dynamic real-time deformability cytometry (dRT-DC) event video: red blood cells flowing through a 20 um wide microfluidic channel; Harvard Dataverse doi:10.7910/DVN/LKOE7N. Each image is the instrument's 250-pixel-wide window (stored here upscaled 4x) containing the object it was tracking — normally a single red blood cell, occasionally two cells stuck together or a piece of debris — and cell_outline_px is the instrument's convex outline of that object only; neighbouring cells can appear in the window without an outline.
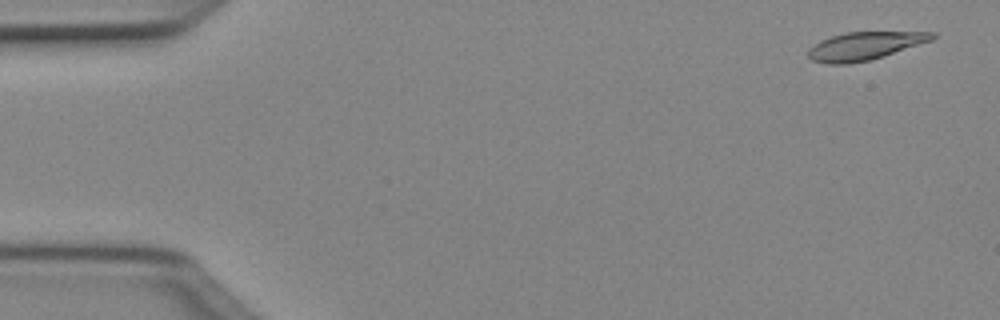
{"species": "Egyptian fruit bat (a non-hibernating species)", "species_latin": "Rousettus aegyptiacus", "temperature_condition": "cold", "stored_images_in_passage": 50, "camera_frame_rate_fps": 3000, "um_per_image_px": 0.085, "animal": {"sex": "female"}, "frame": {"image": 1, "passage_image": 2, "time_ms": 0.333, "image_size_px": [1000, 320], "cell_outline_px": [[936, 36], [932, 40], [884, 56], [868, 60], [848, 64], [828, 64], [812, 60], [808, 56], [808, 48], [820, 40], [844, 32], [936, 32]], "centroid_in_image_um": [73.47, 3.9], "position_along_channel_um": 11.5, "area_um2": 20.17}}
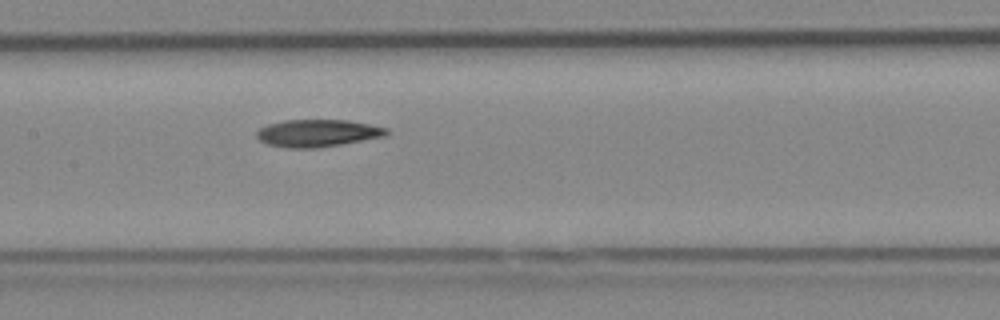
{"frame": {"image": 2, "passage_image": 24, "time_ms": 7.667, "image_size_px": [1000, 320], "cell_outline_px": [[388, 136], [316, 148], [288, 148], [268, 144], [260, 140], [256, 136], [256, 132], [260, 128], [268, 124], [284, 120], [348, 120], [388, 128]], "centroid_in_image_um": [27.0, 11.31], "position_along_channel_um": 180.4, "area_um2": 20.63}}
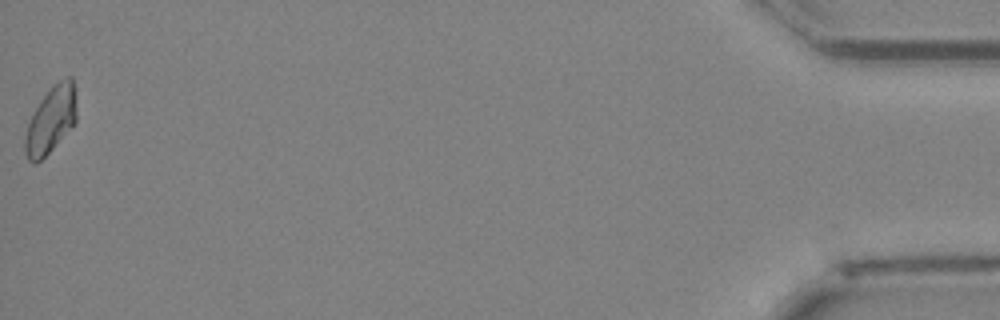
{"frame": {"image": 3, "passage_image": 50, "time_ms": 16.333, "image_size_px": [1000, 320], "cell_outline_px": [[76, 120], [52, 148], [36, 164], [32, 164], [28, 160], [24, 152], [24, 140], [28, 124], [40, 100], [52, 84], [68, 76], [72, 76], [76, 88]], "centroid_in_image_um": [4.33, 10.14], "position_along_channel_um": 430.9, "area_um2": 19.88}, "authors_computed_cell_mechanics": {"area_um2": 20.6057, "velocity_mm_per_s": 4.0217, "shape_relaxation_time_tau1_ms": 7.5432, "shape_relaxation_time_tau2_ms": 10.8587, "deformation_change_tau1": 0.1773, "deformation_change_tau2": 0.1856}}